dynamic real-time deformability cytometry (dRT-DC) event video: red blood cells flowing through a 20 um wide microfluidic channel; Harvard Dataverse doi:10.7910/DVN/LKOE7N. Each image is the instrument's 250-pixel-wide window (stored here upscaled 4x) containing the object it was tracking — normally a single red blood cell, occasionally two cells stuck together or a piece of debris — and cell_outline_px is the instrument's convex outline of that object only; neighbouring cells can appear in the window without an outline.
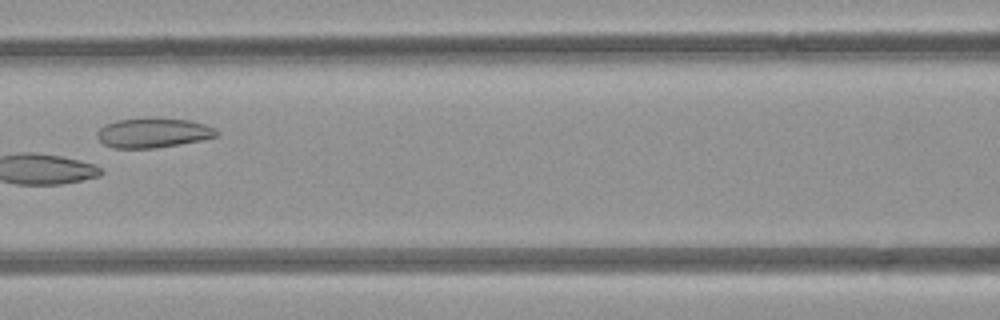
{"species": "common noctule bat (a hibernating species)", "species_latin": "Nyctalus noctula", "temperature_condition": "room temperature", "stored_images_in_passage": 8, "camera_frame_rate_fps": 3000, "um_per_image_px": 0.085, "animal": {"sex": "female", "body_mass_g": 21.9}, "frame": {"image": 1, "passage_image": 7, "time_ms": 7.0, "image_size_px": [1000, 320], "cell_outline_px": [[220, 132], [216, 136], [200, 140], [180, 144], [152, 148], [112, 148], [104, 144], [96, 136], [96, 132], [104, 124], [116, 120], [148, 116], [156, 116], [188, 120], [204, 124], [216, 128]], "centroid_in_image_um": [12.99, 11.25], "position_along_channel_um": 153.6, "area_um2": 21.15}}
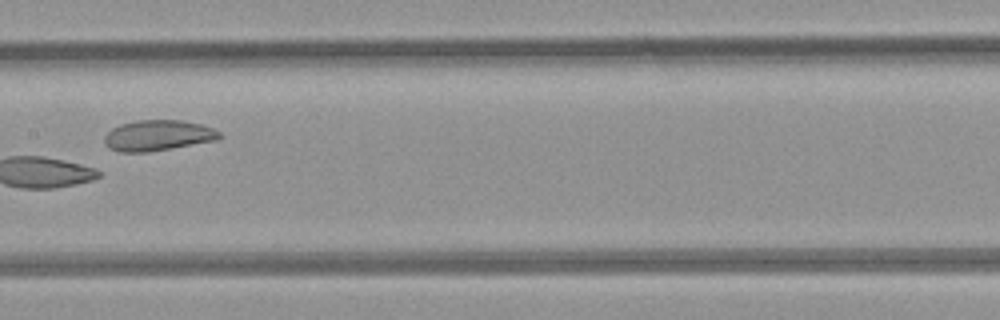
{"frame": {"image": 2, "passage_image": 8, "time_ms": 8.0, "image_size_px": [1000, 320], "cell_outline_px": [[224, 136], [216, 140], [148, 152], [120, 152], [108, 148], [104, 144], [104, 136], [112, 128], [120, 124], [136, 120], [180, 120], [200, 124], [212, 128], [220, 132]], "centroid_in_image_um": [13.39, 11.51], "position_along_channel_um": 194.0, "area_um2": 20.58}}